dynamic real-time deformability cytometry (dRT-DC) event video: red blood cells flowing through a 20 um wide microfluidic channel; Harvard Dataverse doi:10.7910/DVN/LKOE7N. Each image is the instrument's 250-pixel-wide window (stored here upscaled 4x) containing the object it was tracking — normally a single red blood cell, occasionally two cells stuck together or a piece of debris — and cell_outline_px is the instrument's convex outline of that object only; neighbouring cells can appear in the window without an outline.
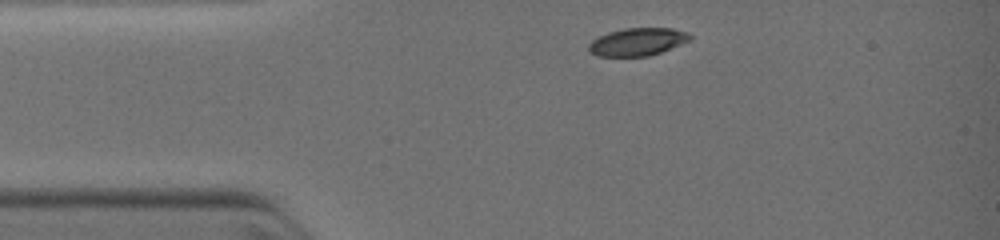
{"species": "common noctule bat (a hibernating species)", "species_latin": "Nyctalus noctula", "temperature_condition": "warm", "stored_images_in_passage": 23, "camera_frame_rate_fps": 3000, "um_per_image_px": 0.085, "animal": {"sex": "female", "body_mass_g": 19.0, "forearm_length_mm": 51.5}, "frame": {"image": 1, "passage_image": 1, "time_ms": 0.0, "image_size_px": [1000, 240], "cell_outline_px": [[692, 40], [660, 52], [648, 56], [596, 56], [588, 48], [588, 44], [592, 40], [608, 32], [624, 28], [672, 28], [688, 32], [692, 36]], "centroid_in_image_um": [54.21, 3.55], "position_along_channel_um": 30.8, "area_um2": 16.36}}
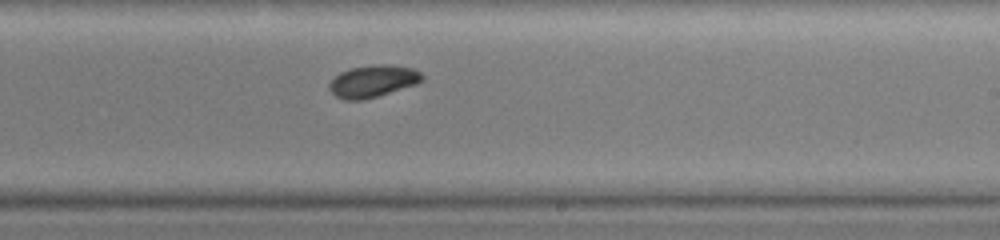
{"frame": {"image": 2, "passage_image": 14, "time_ms": 5.333, "image_size_px": [1000, 240], "cell_outline_px": [[424, 80], [420, 84], [376, 96], [360, 100], [344, 100], [336, 96], [328, 88], [328, 84], [340, 72], [348, 68], [372, 64], [388, 64], [412, 68], [420, 72], [424, 76]], "centroid_in_image_um": [31.73, 6.88], "position_along_channel_um": 257.3, "area_um2": 17.57}}
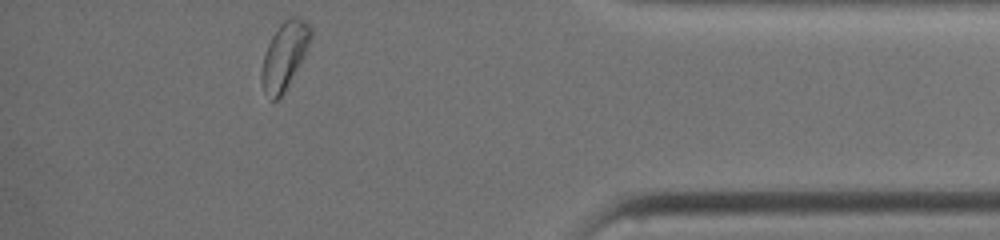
{"frame": {"image": 3, "passage_image": 23, "time_ms": 9.0, "image_size_px": [1000, 240], "cell_outline_px": [[312, 36], [304, 56], [284, 92], [276, 100], [272, 100], [264, 92], [260, 76], [260, 72], [264, 56], [268, 44], [272, 36], [280, 24], [288, 16], [296, 16], [304, 20], [312, 28]], "centroid_in_image_um": [24.18, 4.7], "position_along_channel_um": 411.0, "area_um2": 19.07}}